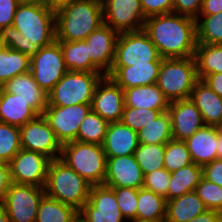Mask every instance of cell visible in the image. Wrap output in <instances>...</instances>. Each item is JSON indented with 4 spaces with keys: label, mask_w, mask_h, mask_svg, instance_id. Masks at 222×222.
<instances>
[{
    "label": "cell",
    "mask_w": 222,
    "mask_h": 222,
    "mask_svg": "<svg viewBox=\"0 0 222 222\" xmlns=\"http://www.w3.org/2000/svg\"><path fill=\"white\" fill-rule=\"evenodd\" d=\"M136 222H165L166 198L151 190L138 189Z\"/></svg>",
    "instance_id": "obj_28"
},
{
    "label": "cell",
    "mask_w": 222,
    "mask_h": 222,
    "mask_svg": "<svg viewBox=\"0 0 222 222\" xmlns=\"http://www.w3.org/2000/svg\"><path fill=\"white\" fill-rule=\"evenodd\" d=\"M138 144V132L120 121L109 123L102 147L106 157H119L134 154Z\"/></svg>",
    "instance_id": "obj_23"
},
{
    "label": "cell",
    "mask_w": 222,
    "mask_h": 222,
    "mask_svg": "<svg viewBox=\"0 0 222 222\" xmlns=\"http://www.w3.org/2000/svg\"><path fill=\"white\" fill-rule=\"evenodd\" d=\"M146 18L173 13V0H140Z\"/></svg>",
    "instance_id": "obj_44"
},
{
    "label": "cell",
    "mask_w": 222,
    "mask_h": 222,
    "mask_svg": "<svg viewBox=\"0 0 222 222\" xmlns=\"http://www.w3.org/2000/svg\"><path fill=\"white\" fill-rule=\"evenodd\" d=\"M185 141L171 139L165 144L164 168L172 173L192 164Z\"/></svg>",
    "instance_id": "obj_37"
},
{
    "label": "cell",
    "mask_w": 222,
    "mask_h": 222,
    "mask_svg": "<svg viewBox=\"0 0 222 222\" xmlns=\"http://www.w3.org/2000/svg\"><path fill=\"white\" fill-rule=\"evenodd\" d=\"M193 163L204 166L218 159V127L204 125L185 140Z\"/></svg>",
    "instance_id": "obj_22"
},
{
    "label": "cell",
    "mask_w": 222,
    "mask_h": 222,
    "mask_svg": "<svg viewBox=\"0 0 222 222\" xmlns=\"http://www.w3.org/2000/svg\"><path fill=\"white\" fill-rule=\"evenodd\" d=\"M195 58H163L157 78V86L169 102L190 98L198 81Z\"/></svg>",
    "instance_id": "obj_6"
},
{
    "label": "cell",
    "mask_w": 222,
    "mask_h": 222,
    "mask_svg": "<svg viewBox=\"0 0 222 222\" xmlns=\"http://www.w3.org/2000/svg\"><path fill=\"white\" fill-rule=\"evenodd\" d=\"M124 107L123 89L109 76H103L94 89L91 110L111 123L121 121Z\"/></svg>",
    "instance_id": "obj_16"
},
{
    "label": "cell",
    "mask_w": 222,
    "mask_h": 222,
    "mask_svg": "<svg viewBox=\"0 0 222 222\" xmlns=\"http://www.w3.org/2000/svg\"><path fill=\"white\" fill-rule=\"evenodd\" d=\"M143 30L162 58L193 57L197 45L196 20L176 13L153 15Z\"/></svg>",
    "instance_id": "obj_2"
},
{
    "label": "cell",
    "mask_w": 222,
    "mask_h": 222,
    "mask_svg": "<svg viewBox=\"0 0 222 222\" xmlns=\"http://www.w3.org/2000/svg\"><path fill=\"white\" fill-rule=\"evenodd\" d=\"M171 139H173L171 117L168 111L162 112L138 131V141L142 144H166Z\"/></svg>",
    "instance_id": "obj_33"
},
{
    "label": "cell",
    "mask_w": 222,
    "mask_h": 222,
    "mask_svg": "<svg viewBox=\"0 0 222 222\" xmlns=\"http://www.w3.org/2000/svg\"><path fill=\"white\" fill-rule=\"evenodd\" d=\"M30 71L37 84L49 93L68 71L60 44L55 40L52 44L41 47L37 54L30 57Z\"/></svg>",
    "instance_id": "obj_9"
},
{
    "label": "cell",
    "mask_w": 222,
    "mask_h": 222,
    "mask_svg": "<svg viewBox=\"0 0 222 222\" xmlns=\"http://www.w3.org/2000/svg\"><path fill=\"white\" fill-rule=\"evenodd\" d=\"M0 87L26 101L38 115H42L48 105V93L37 84L31 71L13 77Z\"/></svg>",
    "instance_id": "obj_20"
},
{
    "label": "cell",
    "mask_w": 222,
    "mask_h": 222,
    "mask_svg": "<svg viewBox=\"0 0 222 222\" xmlns=\"http://www.w3.org/2000/svg\"><path fill=\"white\" fill-rule=\"evenodd\" d=\"M90 110L91 104L47 106L42 115L55 132L58 141L64 145L76 140L79 125Z\"/></svg>",
    "instance_id": "obj_11"
},
{
    "label": "cell",
    "mask_w": 222,
    "mask_h": 222,
    "mask_svg": "<svg viewBox=\"0 0 222 222\" xmlns=\"http://www.w3.org/2000/svg\"><path fill=\"white\" fill-rule=\"evenodd\" d=\"M172 137L185 141L205 124L201 113L190 98L170 102Z\"/></svg>",
    "instance_id": "obj_19"
},
{
    "label": "cell",
    "mask_w": 222,
    "mask_h": 222,
    "mask_svg": "<svg viewBox=\"0 0 222 222\" xmlns=\"http://www.w3.org/2000/svg\"><path fill=\"white\" fill-rule=\"evenodd\" d=\"M20 150L19 127L0 122V161L9 163Z\"/></svg>",
    "instance_id": "obj_39"
},
{
    "label": "cell",
    "mask_w": 222,
    "mask_h": 222,
    "mask_svg": "<svg viewBox=\"0 0 222 222\" xmlns=\"http://www.w3.org/2000/svg\"><path fill=\"white\" fill-rule=\"evenodd\" d=\"M119 33L110 26L102 24L85 41L91 62L108 75L115 58V46Z\"/></svg>",
    "instance_id": "obj_17"
},
{
    "label": "cell",
    "mask_w": 222,
    "mask_h": 222,
    "mask_svg": "<svg viewBox=\"0 0 222 222\" xmlns=\"http://www.w3.org/2000/svg\"><path fill=\"white\" fill-rule=\"evenodd\" d=\"M202 177L203 168L195 163L170 173L168 200L195 191L196 186L200 183Z\"/></svg>",
    "instance_id": "obj_29"
},
{
    "label": "cell",
    "mask_w": 222,
    "mask_h": 222,
    "mask_svg": "<svg viewBox=\"0 0 222 222\" xmlns=\"http://www.w3.org/2000/svg\"><path fill=\"white\" fill-rule=\"evenodd\" d=\"M20 2L52 8V0H20Z\"/></svg>",
    "instance_id": "obj_52"
},
{
    "label": "cell",
    "mask_w": 222,
    "mask_h": 222,
    "mask_svg": "<svg viewBox=\"0 0 222 222\" xmlns=\"http://www.w3.org/2000/svg\"><path fill=\"white\" fill-rule=\"evenodd\" d=\"M28 71H30L29 55L0 45V86Z\"/></svg>",
    "instance_id": "obj_32"
},
{
    "label": "cell",
    "mask_w": 222,
    "mask_h": 222,
    "mask_svg": "<svg viewBox=\"0 0 222 222\" xmlns=\"http://www.w3.org/2000/svg\"><path fill=\"white\" fill-rule=\"evenodd\" d=\"M143 181L144 174L136 162L134 154L107 157L104 185L140 189L143 186Z\"/></svg>",
    "instance_id": "obj_18"
},
{
    "label": "cell",
    "mask_w": 222,
    "mask_h": 222,
    "mask_svg": "<svg viewBox=\"0 0 222 222\" xmlns=\"http://www.w3.org/2000/svg\"><path fill=\"white\" fill-rule=\"evenodd\" d=\"M71 222H84L82 217L78 214Z\"/></svg>",
    "instance_id": "obj_56"
},
{
    "label": "cell",
    "mask_w": 222,
    "mask_h": 222,
    "mask_svg": "<svg viewBox=\"0 0 222 222\" xmlns=\"http://www.w3.org/2000/svg\"><path fill=\"white\" fill-rule=\"evenodd\" d=\"M104 24L101 0H78L55 11L56 41L85 40Z\"/></svg>",
    "instance_id": "obj_3"
},
{
    "label": "cell",
    "mask_w": 222,
    "mask_h": 222,
    "mask_svg": "<svg viewBox=\"0 0 222 222\" xmlns=\"http://www.w3.org/2000/svg\"><path fill=\"white\" fill-rule=\"evenodd\" d=\"M203 0H173V13L193 19L199 17Z\"/></svg>",
    "instance_id": "obj_45"
},
{
    "label": "cell",
    "mask_w": 222,
    "mask_h": 222,
    "mask_svg": "<svg viewBox=\"0 0 222 222\" xmlns=\"http://www.w3.org/2000/svg\"><path fill=\"white\" fill-rule=\"evenodd\" d=\"M162 59L156 46L142 29L119 33L112 66L148 64V62H162Z\"/></svg>",
    "instance_id": "obj_8"
},
{
    "label": "cell",
    "mask_w": 222,
    "mask_h": 222,
    "mask_svg": "<svg viewBox=\"0 0 222 222\" xmlns=\"http://www.w3.org/2000/svg\"><path fill=\"white\" fill-rule=\"evenodd\" d=\"M189 222H222L221 212L207 209Z\"/></svg>",
    "instance_id": "obj_51"
},
{
    "label": "cell",
    "mask_w": 222,
    "mask_h": 222,
    "mask_svg": "<svg viewBox=\"0 0 222 222\" xmlns=\"http://www.w3.org/2000/svg\"><path fill=\"white\" fill-rule=\"evenodd\" d=\"M206 210L201 198L195 191H192L167 200L165 222H189Z\"/></svg>",
    "instance_id": "obj_27"
},
{
    "label": "cell",
    "mask_w": 222,
    "mask_h": 222,
    "mask_svg": "<svg viewBox=\"0 0 222 222\" xmlns=\"http://www.w3.org/2000/svg\"><path fill=\"white\" fill-rule=\"evenodd\" d=\"M12 177L9 164L0 161V206H3L6 200L7 192L12 185Z\"/></svg>",
    "instance_id": "obj_48"
},
{
    "label": "cell",
    "mask_w": 222,
    "mask_h": 222,
    "mask_svg": "<svg viewBox=\"0 0 222 222\" xmlns=\"http://www.w3.org/2000/svg\"><path fill=\"white\" fill-rule=\"evenodd\" d=\"M103 76L102 72L68 70L48 93L47 106L91 104L94 89Z\"/></svg>",
    "instance_id": "obj_7"
},
{
    "label": "cell",
    "mask_w": 222,
    "mask_h": 222,
    "mask_svg": "<svg viewBox=\"0 0 222 222\" xmlns=\"http://www.w3.org/2000/svg\"><path fill=\"white\" fill-rule=\"evenodd\" d=\"M195 192L208 210L222 211V187L202 177Z\"/></svg>",
    "instance_id": "obj_41"
},
{
    "label": "cell",
    "mask_w": 222,
    "mask_h": 222,
    "mask_svg": "<svg viewBox=\"0 0 222 222\" xmlns=\"http://www.w3.org/2000/svg\"><path fill=\"white\" fill-rule=\"evenodd\" d=\"M78 214L72 206L44 195L35 222H71Z\"/></svg>",
    "instance_id": "obj_34"
},
{
    "label": "cell",
    "mask_w": 222,
    "mask_h": 222,
    "mask_svg": "<svg viewBox=\"0 0 222 222\" xmlns=\"http://www.w3.org/2000/svg\"><path fill=\"white\" fill-rule=\"evenodd\" d=\"M222 12V0H203L199 17L196 20H200V16H210Z\"/></svg>",
    "instance_id": "obj_49"
},
{
    "label": "cell",
    "mask_w": 222,
    "mask_h": 222,
    "mask_svg": "<svg viewBox=\"0 0 222 222\" xmlns=\"http://www.w3.org/2000/svg\"><path fill=\"white\" fill-rule=\"evenodd\" d=\"M44 187L12 183L3 205L11 222H35Z\"/></svg>",
    "instance_id": "obj_10"
},
{
    "label": "cell",
    "mask_w": 222,
    "mask_h": 222,
    "mask_svg": "<svg viewBox=\"0 0 222 222\" xmlns=\"http://www.w3.org/2000/svg\"><path fill=\"white\" fill-rule=\"evenodd\" d=\"M104 24L118 33L140 31L146 17L140 0H101Z\"/></svg>",
    "instance_id": "obj_12"
},
{
    "label": "cell",
    "mask_w": 222,
    "mask_h": 222,
    "mask_svg": "<svg viewBox=\"0 0 222 222\" xmlns=\"http://www.w3.org/2000/svg\"><path fill=\"white\" fill-rule=\"evenodd\" d=\"M111 188L115 192L117 204L124 218L128 220L127 222L129 220L136 222L138 189L129 187Z\"/></svg>",
    "instance_id": "obj_42"
},
{
    "label": "cell",
    "mask_w": 222,
    "mask_h": 222,
    "mask_svg": "<svg viewBox=\"0 0 222 222\" xmlns=\"http://www.w3.org/2000/svg\"><path fill=\"white\" fill-rule=\"evenodd\" d=\"M91 184L62 160H50L45 195L72 206L78 212L88 202Z\"/></svg>",
    "instance_id": "obj_4"
},
{
    "label": "cell",
    "mask_w": 222,
    "mask_h": 222,
    "mask_svg": "<svg viewBox=\"0 0 222 222\" xmlns=\"http://www.w3.org/2000/svg\"><path fill=\"white\" fill-rule=\"evenodd\" d=\"M168 110H153L148 108H136L125 106L121 122L138 132L144 126L156 119L162 112Z\"/></svg>",
    "instance_id": "obj_40"
},
{
    "label": "cell",
    "mask_w": 222,
    "mask_h": 222,
    "mask_svg": "<svg viewBox=\"0 0 222 222\" xmlns=\"http://www.w3.org/2000/svg\"><path fill=\"white\" fill-rule=\"evenodd\" d=\"M50 159L34 151L21 149L8 163L12 181L44 187Z\"/></svg>",
    "instance_id": "obj_15"
},
{
    "label": "cell",
    "mask_w": 222,
    "mask_h": 222,
    "mask_svg": "<svg viewBox=\"0 0 222 222\" xmlns=\"http://www.w3.org/2000/svg\"><path fill=\"white\" fill-rule=\"evenodd\" d=\"M202 168L205 179L222 187V159H215Z\"/></svg>",
    "instance_id": "obj_47"
},
{
    "label": "cell",
    "mask_w": 222,
    "mask_h": 222,
    "mask_svg": "<svg viewBox=\"0 0 222 222\" xmlns=\"http://www.w3.org/2000/svg\"><path fill=\"white\" fill-rule=\"evenodd\" d=\"M56 40L55 10L20 2L13 24L0 29V45L30 57Z\"/></svg>",
    "instance_id": "obj_1"
},
{
    "label": "cell",
    "mask_w": 222,
    "mask_h": 222,
    "mask_svg": "<svg viewBox=\"0 0 222 222\" xmlns=\"http://www.w3.org/2000/svg\"><path fill=\"white\" fill-rule=\"evenodd\" d=\"M165 144L139 143L134 152L136 162L143 174L164 168Z\"/></svg>",
    "instance_id": "obj_36"
},
{
    "label": "cell",
    "mask_w": 222,
    "mask_h": 222,
    "mask_svg": "<svg viewBox=\"0 0 222 222\" xmlns=\"http://www.w3.org/2000/svg\"><path fill=\"white\" fill-rule=\"evenodd\" d=\"M108 126V121L90 110L79 125V132L75 141L102 145Z\"/></svg>",
    "instance_id": "obj_35"
},
{
    "label": "cell",
    "mask_w": 222,
    "mask_h": 222,
    "mask_svg": "<svg viewBox=\"0 0 222 222\" xmlns=\"http://www.w3.org/2000/svg\"><path fill=\"white\" fill-rule=\"evenodd\" d=\"M19 129L21 149L41 153L50 160L60 157L62 145L43 115H38Z\"/></svg>",
    "instance_id": "obj_13"
},
{
    "label": "cell",
    "mask_w": 222,
    "mask_h": 222,
    "mask_svg": "<svg viewBox=\"0 0 222 222\" xmlns=\"http://www.w3.org/2000/svg\"><path fill=\"white\" fill-rule=\"evenodd\" d=\"M76 1L78 0H52V9L56 11L60 7Z\"/></svg>",
    "instance_id": "obj_53"
},
{
    "label": "cell",
    "mask_w": 222,
    "mask_h": 222,
    "mask_svg": "<svg viewBox=\"0 0 222 222\" xmlns=\"http://www.w3.org/2000/svg\"><path fill=\"white\" fill-rule=\"evenodd\" d=\"M20 0H0V29L13 24L16 8Z\"/></svg>",
    "instance_id": "obj_46"
},
{
    "label": "cell",
    "mask_w": 222,
    "mask_h": 222,
    "mask_svg": "<svg viewBox=\"0 0 222 222\" xmlns=\"http://www.w3.org/2000/svg\"><path fill=\"white\" fill-rule=\"evenodd\" d=\"M62 49L64 63L70 71L101 72L90 60L85 40L57 41Z\"/></svg>",
    "instance_id": "obj_30"
},
{
    "label": "cell",
    "mask_w": 222,
    "mask_h": 222,
    "mask_svg": "<svg viewBox=\"0 0 222 222\" xmlns=\"http://www.w3.org/2000/svg\"><path fill=\"white\" fill-rule=\"evenodd\" d=\"M161 62L134 64L131 66H112L109 76L122 89L152 85L157 82Z\"/></svg>",
    "instance_id": "obj_21"
},
{
    "label": "cell",
    "mask_w": 222,
    "mask_h": 222,
    "mask_svg": "<svg viewBox=\"0 0 222 222\" xmlns=\"http://www.w3.org/2000/svg\"><path fill=\"white\" fill-rule=\"evenodd\" d=\"M217 153H218V158L222 159V127H218Z\"/></svg>",
    "instance_id": "obj_54"
},
{
    "label": "cell",
    "mask_w": 222,
    "mask_h": 222,
    "mask_svg": "<svg viewBox=\"0 0 222 222\" xmlns=\"http://www.w3.org/2000/svg\"><path fill=\"white\" fill-rule=\"evenodd\" d=\"M190 99L199 109L205 125L222 127V97L205 82L195 83Z\"/></svg>",
    "instance_id": "obj_24"
},
{
    "label": "cell",
    "mask_w": 222,
    "mask_h": 222,
    "mask_svg": "<svg viewBox=\"0 0 222 222\" xmlns=\"http://www.w3.org/2000/svg\"><path fill=\"white\" fill-rule=\"evenodd\" d=\"M170 182V172L165 168L157 169L144 175L143 186L168 200V186Z\"/></svg>",
    "instance_id": "obj_43"
},
{
    "label": "cell",
    "mask_w": 222,
    "mask_h": 222,
    "mask_svg": "<svg viewBox=\"0 0 222 222\" xmlns=\"http://www.w3.org/2000/svg\"><path fill=\"white\" fill-rule=\"evenodd\" d=\"M37 116L26 101L0 87V122L21 127Z\"/></svg>",
    "instance_id": "obj_25"
},
{
    "label": "cell",
    "mask_w": 222,
    "mask_h": 222,
    "mask_svg": "<svg viewBox=\"0 0 222 222\" xmlns=\"http://www.w3.org/2000/svg\"><path fill=\"white\" fill-rule=\"evenodd\" d=\"M123 91L125 106L153 110H168L169 108V100L156 83L123 89Z\"/></svg>",
    "instance_id": "obj_26"
},
{
    "label": "cell",
    "mask_w": 222,
    "mask_h": 222,
    "mask_svg": "<svg viewBox=\"0 0 222 222\" xmlns=\"http://www.w3.org/2000/svg\"><path fill=\"white\" fill-rule=\"evenodd\" d=\"M0 222H11L3 206H0Z\"/></svg>",
    "instance_id": "obj_55"
},
{
    "label": "cell",
    "mask_w": 222,
    "mask_h": 222,
    "mask_svg": "<svg viewBox=\"0 0 222 222\" xmlns=\"http://www.w3.org/2000/svg\"><path fill=\"white\" fill-rule=\"evenodd\" d=\"M196 20L197 43L222 44V12Z\"/></svg>",
    "instance_id": "obj_38"
},
{
    "label": "cell",
    "mask_w": 222,
    "mask_h": 222,
    "mask_svg": "<svg viewBox=\"0 0 222 222\" xmlns=\"http://www.w3.org/2000/svg\"><path fill=\"white\" fill-rule=\"evenodd\" d=\"M194 58L199 80L222 73V44L197 43Z\"/></svg>",
    "instance_id": "obj_31"
},
{
    "label": "cell",
    "mask_w": 222,
    "mask_h": 222,
    "mask_svg": "<svg viewBox=\"0 0 222 222\" xmlns=\"http://www.w3.org/2000/svg\"><path fill=\"white\" fill-rule=\"evenodd\" d=\"M59 159L92 186L104 184L107 157L102 145L69 142L62 145Z\"/></svg>",
    "instance_id": "obj_5"
},
{
    "label": "cell",
    "mask_w": 222,
    "mask_h": 222,
    "mask_svg": "<svg viewBox=\"0 0 222 222\" xmlns=\"http://www.w3.org/2000/svg\"><path fill=\"white\" fill-rule=\"evenodd\" d=\"M217 95L222 97V73L207 75L203 80Z\"/></svg>",
    "instance_id": "obj_50"
},
{
    "label": "cell",
    "mask_w": 222,
    "mask_h": 222,
    "mask_svg": "<svg viewBox=\"0 0 222 222\" xmlns=\"http://www.w3.org/2000/svg\"><path fill=\"white\" fill-rule=\"evenodd\" d=\"M84 222H122L113 188L104 184L91 186L88 202L79 211Z\"/></svg>",
    "instance_id": "obj_14"
}]
</instances>
